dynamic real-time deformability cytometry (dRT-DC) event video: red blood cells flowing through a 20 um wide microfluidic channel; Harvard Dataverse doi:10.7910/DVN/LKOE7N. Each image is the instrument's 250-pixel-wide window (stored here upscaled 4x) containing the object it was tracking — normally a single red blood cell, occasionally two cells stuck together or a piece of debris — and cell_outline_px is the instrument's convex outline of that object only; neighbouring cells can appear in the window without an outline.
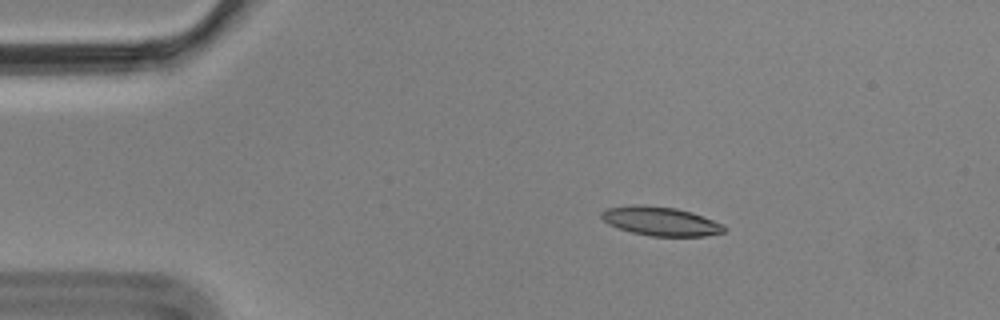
{"species": "Egyptian fruit bat (a non-hibernating species)", "species_latin": "Rousettus aegyptiacus", "temperature_condition": "cold", "stored_images_in_passage": 7, "camera_frame_rate_fps": 3000, "um_per_image_px": 0.085, "animal": {"sex": "male"}, "frame": {"image": 1, "passage_image": 3, "time_ms": 0.667, "image_size_px": [1000, 320], "cell_outline_px": [[728, 228], [724, 232], [704, 236], [648, 236], [632, 232], [608, 224], [600, 216], [600, 212], [608, 208], [636, 204], [644, 204], [676, 208], [692, 212], [724, 224]], "centroid_in_image_um": [56.17, 18.8], "position_along_channel_um": 28.8, "area_um2": 20.81}}
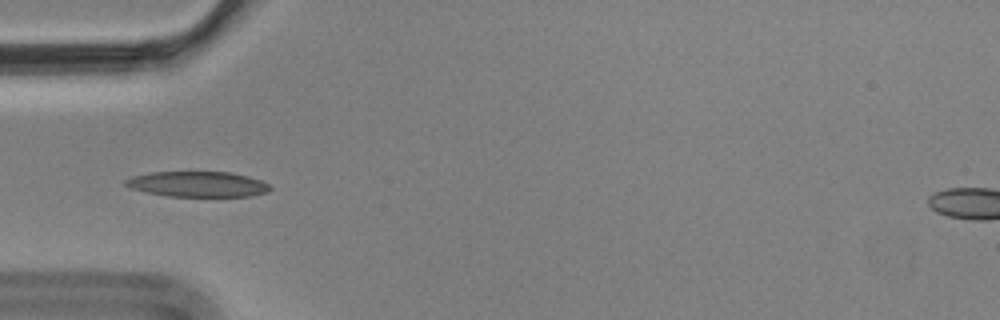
{"frame": {"image": 2, "passage_image": 5, "time_ms": 1.333, "image_size_px": [1000, 320], "cell_outline_px": [[272, 188], [268, 192], [252, 196], [168, 196], [128, 188], [124, 184], [124, 180], [132, 176], [152, 172], [232, 172], [248, 176], [260, 180], [268, 184]], "centroid_in_image_um": [16.8, 15.65], "position_along_channel_um": 68.2, "area_um2": 21.44}}
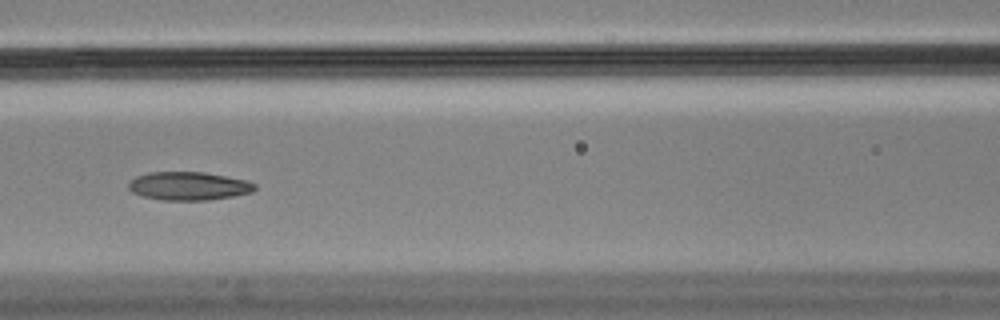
{"frame": {"image": 3, "passage_image": 7, "time_ms": 2.0, "image_size_px": [1000, 320], "cell_outline_px": [[256, 188], [252, 192], [232, 196], [208, 200], [160, 200], [144, 196], [132, 192], [128, 188], [128, 184], [136, 176], [148, 172], [204, 172], [244, 180], [256, 184]], "centroid_in_image_um": [16.01, 15.81], "position_along_channel_um": 150.6, "area_um2": 20.69}}